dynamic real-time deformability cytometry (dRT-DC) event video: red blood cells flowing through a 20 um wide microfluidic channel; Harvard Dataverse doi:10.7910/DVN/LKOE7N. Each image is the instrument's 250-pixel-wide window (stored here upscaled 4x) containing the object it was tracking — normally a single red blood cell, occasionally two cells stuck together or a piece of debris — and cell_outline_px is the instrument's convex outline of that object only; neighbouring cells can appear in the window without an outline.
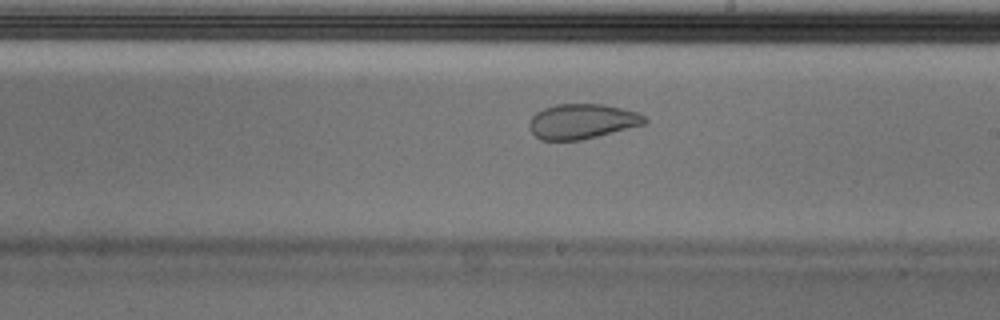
{"species": "Egyptian fruit bat (a non-hibernating species)", "species_latin": "Rousettus aegyptiacus", "temperature_condition": "cold", "stored_images_in_passage": 54, "camera_frame_rate_fps": 3000, "um_per_image_px": 0.085, "animal": {"sex": "male"}, "frame": {"image": 1, "passage_image": 31, "time_ms": 10.0, "image_size_px": [1000, 320], "cell_outline_px": [[648, 120], [644, 124], [580, 140], [540, 140], [532, 132], [528, 124], [528, 120], [536, 112], [544, 108], [556, 104], [604, 104], [640, 112]], "centroid_in_image_um": [49.46, 10.3], "position_along_channel_um": 239.5, "area_um2": 23.47}, "authors_computed_cell_mechanics": {"area_um2": 29.5647, "velocity_mm_per_s": 3.6995, "shape_relaxation_time_tau1_ms": null, "shape_relaxation_time_tau2_ms": 1.181, "deformation_change_tau1": null, "deformation_change_tau2": 0.0505}}